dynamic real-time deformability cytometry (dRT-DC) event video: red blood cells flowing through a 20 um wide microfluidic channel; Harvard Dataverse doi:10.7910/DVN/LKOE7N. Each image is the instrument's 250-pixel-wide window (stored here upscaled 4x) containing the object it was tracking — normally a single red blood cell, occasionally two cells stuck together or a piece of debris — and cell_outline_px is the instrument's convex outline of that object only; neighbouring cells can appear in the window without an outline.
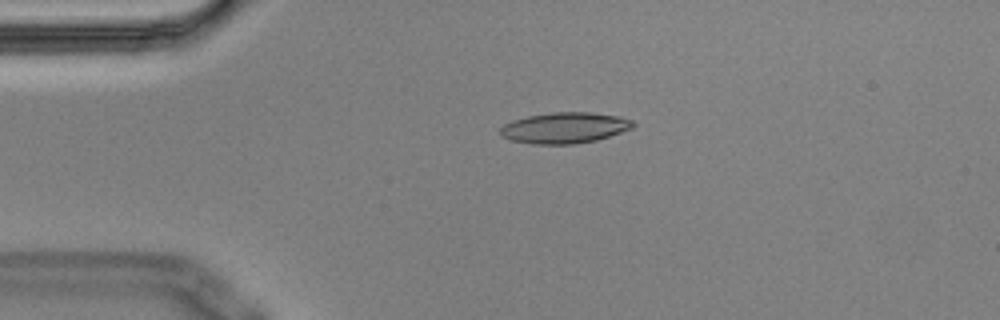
{"species": "Egyptian fruit bat (a non-hibernating species)", "species_latin": "Rousettus aegyptiacus", "temperature_condition": "cold", "stored_images_in_passage": 2, "camera_frame_rate_fps": 3000, "um_per_image_px": 0.085, "animal": {"sex": "male"}, "frame": {"image": 1, "passage_image": 1, "time_ms": 0.0, "image_size_px": [1000, 320], "cell_outline_px": [[636, 124], [632, 128], [596, 140], [576, 144], [532, 144], [512, 140], [500, 136], [500, 128], [504, 124], [512, 120], [528, 116], [552, 112], [588, 112], [620, 116], [632, 120]], "centroid_in_image_um": [47.98, 10.86], "position_along_channel_um": 37.0, "area_um2": 23.93}}